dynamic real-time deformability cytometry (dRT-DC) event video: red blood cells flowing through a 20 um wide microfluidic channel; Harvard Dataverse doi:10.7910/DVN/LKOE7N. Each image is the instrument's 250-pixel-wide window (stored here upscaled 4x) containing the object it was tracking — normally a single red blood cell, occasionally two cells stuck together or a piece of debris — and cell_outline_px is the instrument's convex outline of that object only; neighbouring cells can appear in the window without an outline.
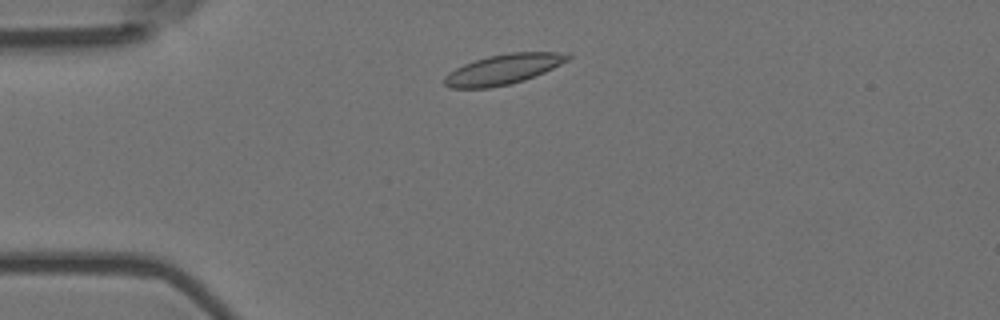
{"species": "Egyptian fruit bat (a non-hibernating species)", "species_latin": "Rousettus aegyptiacus", "temperature_condition": "room temperature", "stored_images_in_passage": 48, "camera_frame_rate_fps": 3000, "um_per_image_px": 0.085, "animal": {"sex": "female"}, "frame": {"image": 1, "passage_image": 6, "time_ms": 1.667, "image_size_px": [1000, 320], "cell_outline_px": [[572, 56], [568, 60], [544, 72], [524, 80], [508, 84], [488, 88], [448, 88], [444, 84], [444, 76], [448, 72], [464, 64], [488, 56], [508, 52], [556, 52]], "centroid_in_image_um": [42.73, 5.89], "position_along_channel_um": 42.3, "area_um2": 21.44}}
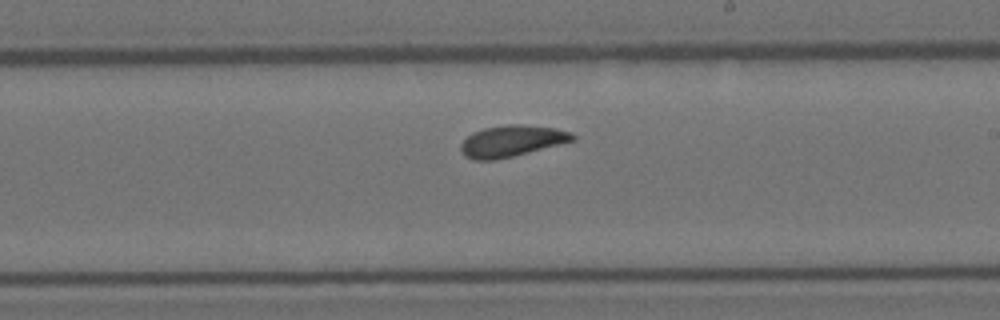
{"frame": {"image": 2, "passage_image": 25, "time_ms": 8.0, "image_size_px": [1000, 320], "cell_outline_px": [[576, 140], [496, 160], [472, 160], [464, 156], [460, 152], [460, 144], [472, 132], [484, 128], [504, 124], [520, 124], [556, 128], [572, 132], [576, 136]], "centroid_in_image_um": [43.47, 11.98], "position_along_channel_um": 245.5, "area_um2": 20.58}}
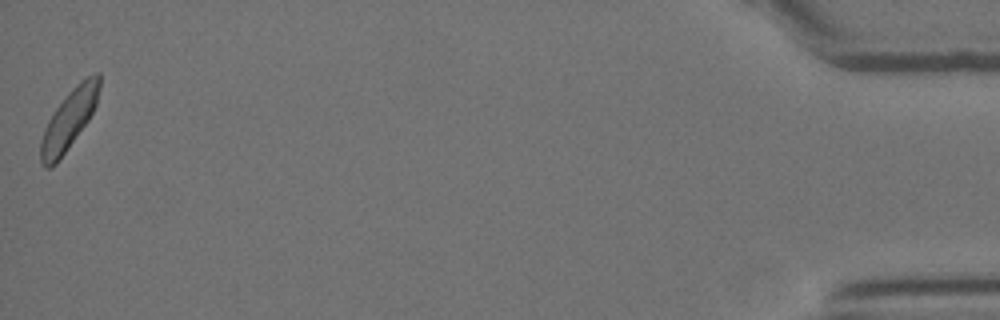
{"frame": {"image": 3, "passage_image": 48, "time_ms": 15.667, "image_size_px": [1000, 320], "cell_outline_px": [[100, 88], [96, 104], [88, 120], [56, 164], [52, 168], [44, 168], [40, 164], [40, 140], [44, 128], [48, 120], [56, 108], [68, 92], [80, 80], [96, 72], [100, 72]], "centroid_in_image_um": [5.84, 10.18], "position_along_channel_um": 429.4, "area_um2": 20.35}, "authors_computed_cell_mechanics": {"area_um2": 20.3456, "velocity_mm_per_s": 3.6162, "shape_relaxation_time_tau1_ms": 5.4751, "shape_relaxation_time_tau2_ms": 5.171, "deformation_change_tau1": 0.1209, "deformation_change_tau2": 0.0956}}